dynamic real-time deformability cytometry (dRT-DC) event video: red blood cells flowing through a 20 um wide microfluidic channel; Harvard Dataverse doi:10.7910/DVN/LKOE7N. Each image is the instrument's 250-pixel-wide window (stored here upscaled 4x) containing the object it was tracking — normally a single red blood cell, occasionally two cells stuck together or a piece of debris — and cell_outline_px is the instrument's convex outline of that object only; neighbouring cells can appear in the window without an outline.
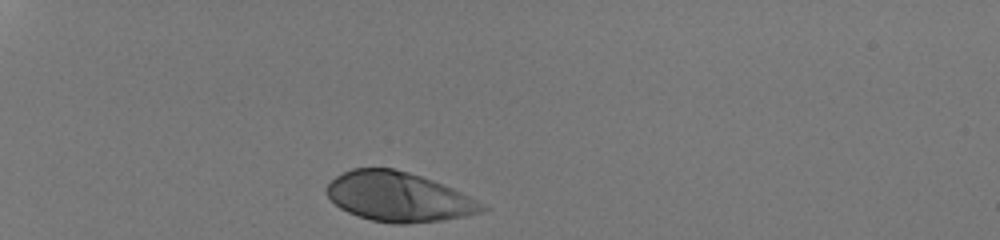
{"species": "human", "species_latin": "Homo sapiens", "temperature_condition": "room temperature", "stored_images_in_passage": 30, "camera_frame_rate_fps": 3000, "um_per_image_px": 0.085, "donor": {"sex": "male"}, "frame": {"image": 1, "passage_image": 1, "time_ms": 0.0, "image_size_px": [1000, 240], "cell_outline_px": [[488, 208], [484, 212], [464, 216], [440, 220], [404, 224], [392, 224], [372, 220], [348, 212], [340, 208], [328, 196], [328, 184], [336, 176], [352, 168], [392, 168], [408, 172], [432, 180], [452, 188], [484, 204]], "centroid_in_image_um": [33.89, 16.73], "position_along_channel_um": 51.1, "area_um2": 44.27}}
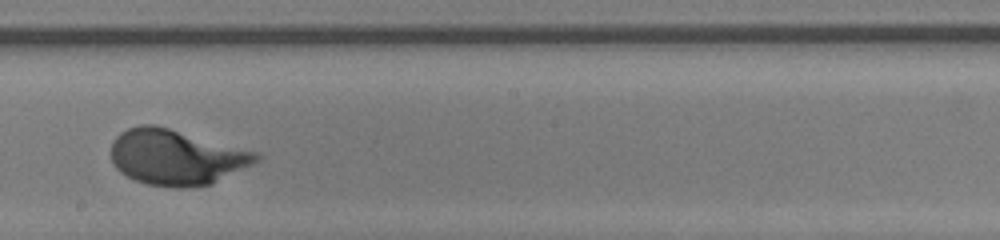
{"frame": {"image": 2, "passage_image": 18, "time_ms": 5.667, "image_size_px": [1000, 240], "cell_outline_px": [[260, 160], [212, 184], [184, 188], [176, 188], [148, 184], [136, 180], [120, 172], [112, 164], [112, 140], [120, 132], [128, 128], [140, 124], [156, 124], [260, 152]], "centroid_in_image_um": [14.99, 13.34], "position_along_channel_um": 233.2, "area_um2": 47.28}}
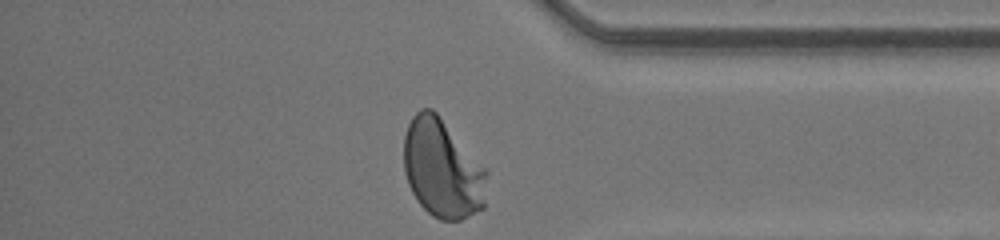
{"frame": {"image": 3, "passage_image": 30, "time_ms": 9.667, "image_size_px": [1000, 240], "cell_outline_px": [[488, 172], [484, 208], [460, 220], [440, 220], [432, 216], [416, 200], [408, 184], [404, 172], [404, 136], [408, 124], [412, 116], [420, 108], [432, 108], [436, 112], [488, 168]], "centroid_in_image_um": [37.62, 14.33], "position_along_channel_um": 397.6, "area_um2": 48.44}, "authors_computed_cell_mechanics": {"area_um2": 45.5753, "velocity_mm_per_s": 4.2162, "shape_relaxation_time_tau1_ms": 2.4132, "shape_relaxation_time_tau2_ms": null, "deformation_change_tau1": 0.1854, "deformation_change_tau2": null}}